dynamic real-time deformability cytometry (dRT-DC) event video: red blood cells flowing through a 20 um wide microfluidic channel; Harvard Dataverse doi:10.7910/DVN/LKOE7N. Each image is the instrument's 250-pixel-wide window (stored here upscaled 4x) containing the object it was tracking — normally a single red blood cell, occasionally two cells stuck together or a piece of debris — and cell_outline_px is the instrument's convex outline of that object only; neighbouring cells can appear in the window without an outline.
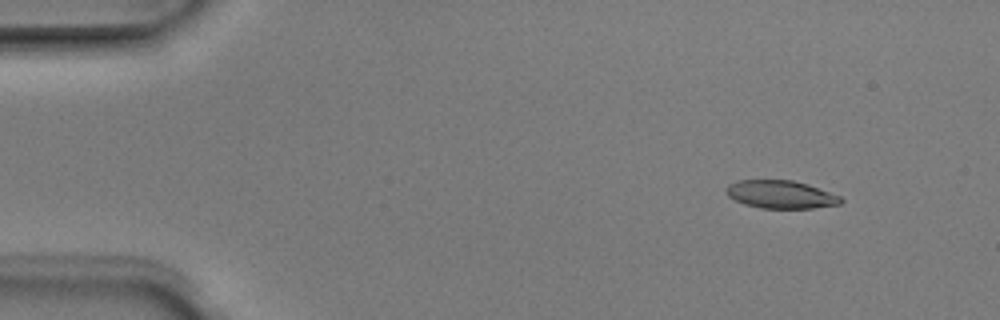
{"species": "Egyptian fruit bat (a non-hibernating species)", "species_latin": "Rousettus aegyptiacus", "temperature_condition": "room temperature", "stored_images_in_passage": 3, "camera_frame_rate_fps": 3000, "um_per_image_px": 0.085, "animal": {"sex": "male"}, "frame": {"image": 1, "passage_image": 1, "time_ms": 0.0, "image_size_px": [1000, 320], "cell_outline_px": [[844, 200], [840, 204], [812, 208], [760, 208], [744, 204], [728, 196], [724, 188], [728, 184], [736, 180], [792, 180], [808, 184], [840, 196]], "centroid_in_image_um": [66.34, 16.52], "position_along_channel_um": 18.7, "area_um2": 18.73}}